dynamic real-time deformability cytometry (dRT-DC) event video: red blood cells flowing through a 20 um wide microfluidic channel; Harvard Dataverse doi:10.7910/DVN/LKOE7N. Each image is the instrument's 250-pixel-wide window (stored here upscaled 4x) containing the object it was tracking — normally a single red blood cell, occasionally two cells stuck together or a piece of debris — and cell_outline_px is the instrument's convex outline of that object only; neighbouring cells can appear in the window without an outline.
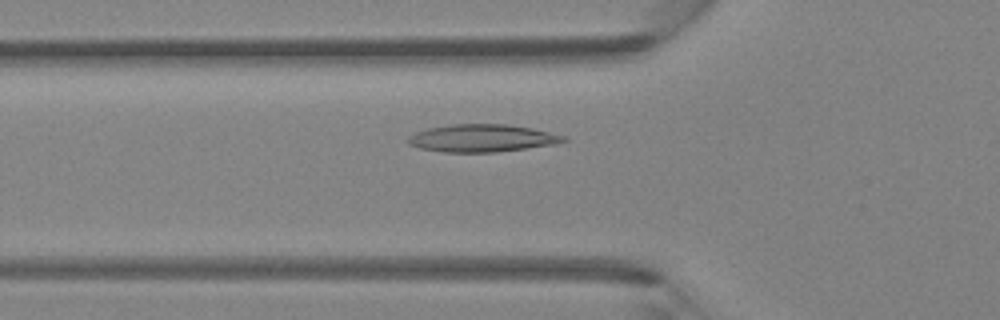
{"species": "Egyptian fruit bat (a non-hibernating species)", "species_latin": "Rousettus aegyptiacus", "temperature_condition": "room temperature", "stored_images_in_passage": 39, "camera_frame_rate_fps": 3000, "um_per_image_px": 0.085, "animal": {"sex": "female"}, "frame": {"image": 1, "passage_image": 9, "time_ms": 2.667, "image_size_px": [1000, 320], "cell_outline_px": [[568, 140], [552, 144], [496, 152], [444, 152], [420, 148], [408, 144], [404, 140], [408, 136], [416, 132], [428, 128], [452, 124], [508, 124], [532, 128], [568, 136]], "centroid_in_image_um": [40.94, 11.73], "position_along_channel_um": 84.9, "area_um2": 24.97}}
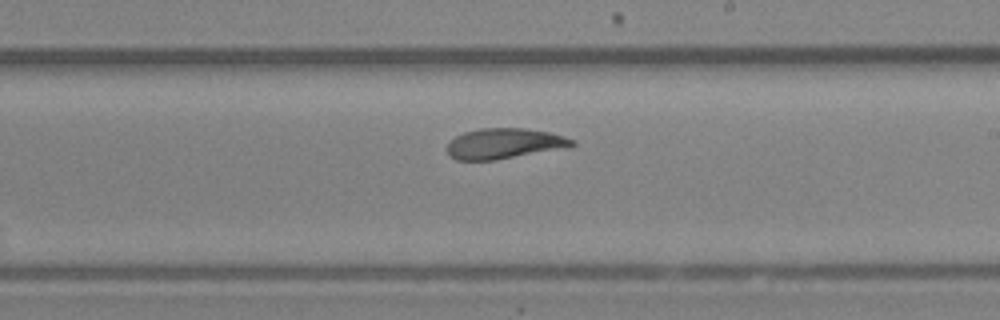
{"frame": {"image": 2, "passage_image": 20, "time_ms": 6.333, "image_size_px": [1000, 320], "cell_outline_px": [[576, 144], [572, 148], [496, 160], [456, 160], [448, 156], [448, 144], [456, 136], [464, 132], [480, 128], [524, 128], [548, 132], [564, 136], [576, 140]], "centroid_in_image_um": [42.94, 12.21], "position_along_channel_um": 246.1, "area_um2": 22.6}}
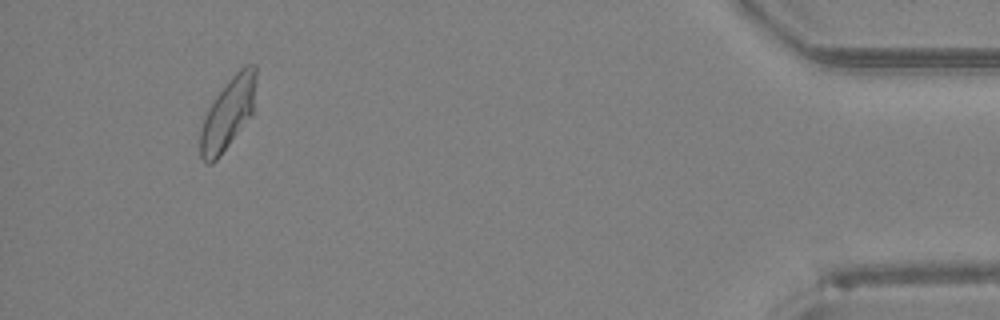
{"frame": {"image": 3, "passage_image": 36, "time_ms": 11.667, "image_size_px": [1000, 320], "cell_outline_px": [[256, 84], [252, 112], [220, 156], [212, 164], [208, 164], [200, 156], [200, 128], [204, 116], [208, 108], [216, 96], [228, 80], [244, 64], [256, 64]], "centroid_in_image_um": [19.36, 9.62], "position_along_channel_um": 415.8, "area_um2": 22.89}}